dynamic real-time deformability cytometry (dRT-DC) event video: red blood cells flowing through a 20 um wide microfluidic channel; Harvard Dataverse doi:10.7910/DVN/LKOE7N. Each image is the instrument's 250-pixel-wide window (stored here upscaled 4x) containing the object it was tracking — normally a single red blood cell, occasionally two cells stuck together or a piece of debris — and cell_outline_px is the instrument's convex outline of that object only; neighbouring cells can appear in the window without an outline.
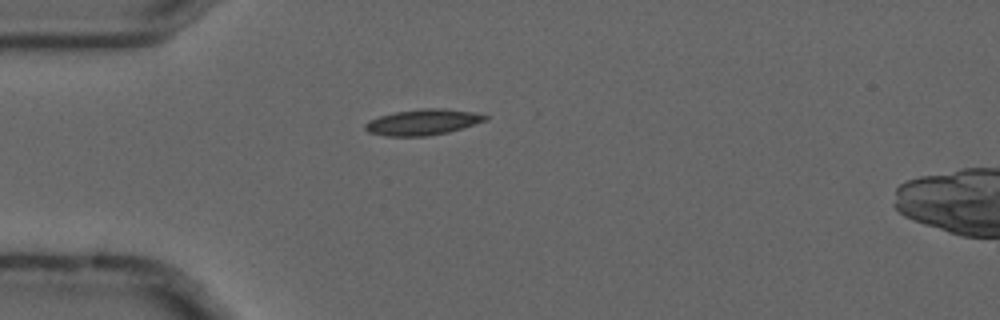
{"species": "common noctule bat (a hibernating species)", "species_latin": "Nyctalus noctula", "temperature_condition": "cold", "stored_images_in_passage": 3, "camera_frame_rate_fps": 3000, "um_per_image_px": 0.085, "animal": {"sex": "male", "forearm_length_mm": 52.5}, "frame": {"image": 1, "passage_image": 2, "time_ms": 0.333, "image_size_px": [1000, 320], "cell_outline_px": [[488, 120], [448, 132], [428, 136], [388, 136], [368, 132], [364, 128], [364, 124], [380, 116], [396, 112], [424, 108], [444, 108], [476, 112], [488, 116]], "centroid_in_image_um": [35.98, 10.38], "position_along_channel_um": 49.0, "area_um2": 17.98}}